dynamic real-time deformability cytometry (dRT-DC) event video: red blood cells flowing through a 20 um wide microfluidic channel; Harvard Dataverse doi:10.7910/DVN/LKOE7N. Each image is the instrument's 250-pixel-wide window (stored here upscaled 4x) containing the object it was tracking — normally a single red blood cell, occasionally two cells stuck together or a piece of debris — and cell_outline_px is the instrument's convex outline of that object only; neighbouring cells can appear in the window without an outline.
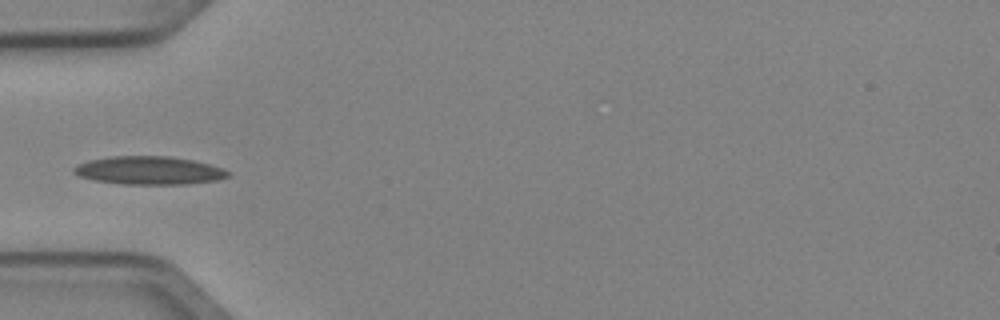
{"species": "Egyptian fruit bat (a non-hibernating species)", "species_latin": "Rousettus aegyptiacus", "temperature_condition": "cold", "stored_images_in_passage": 2, "camera_frame_rate_fps": 3000, "um_per_image_px": 0.085, "animal": {"sex": "female"}, "frame": {"image": 1, "passage_image": 1, "time_ms": 0.0, "image_size_px": [1000, 320], "cell_outline_px": [[228, 176], [216, 180], [188, 184], [124, 184], [96, 180], [80, 176], [72, 172], [72, 168], [76, 164], [88, 160], [112, 156], [168, 156], [192, 160], [208, 164], [220, 168], [228, 172]], "centroid_in_image_um": [12.61, 14.48], "position_along_channel_um": 72.4, "area_um2": 25.09}}
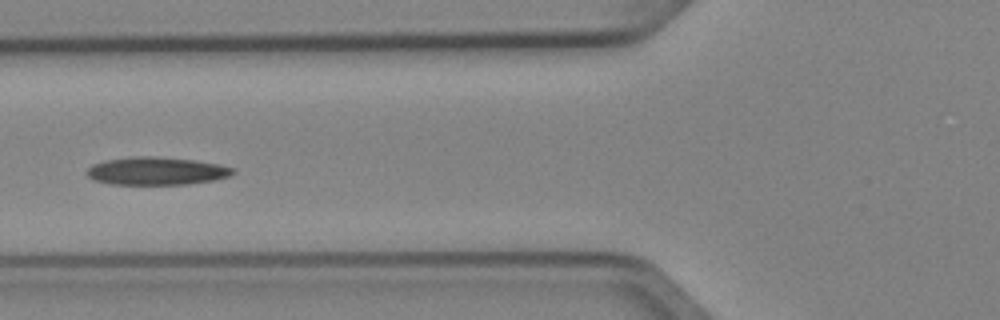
{"frame": {"image": 2, "passage_image": 2, "time_ms": 0.333, "image_size_px": [1000, 320], "cell_outline_px": [[236, 172], [228, 176], [212, 180], [188, 184], [108, 184], [92, 180], [84, 172], [92, 164], [104, 160], [132, 156], [156, 156], [196, 160], [220, 164], [236, 168]], "centroid_in_image_um": [13.27, 14.52], "position_along_channel_um": 112.5, "area_um2": 24.04}}